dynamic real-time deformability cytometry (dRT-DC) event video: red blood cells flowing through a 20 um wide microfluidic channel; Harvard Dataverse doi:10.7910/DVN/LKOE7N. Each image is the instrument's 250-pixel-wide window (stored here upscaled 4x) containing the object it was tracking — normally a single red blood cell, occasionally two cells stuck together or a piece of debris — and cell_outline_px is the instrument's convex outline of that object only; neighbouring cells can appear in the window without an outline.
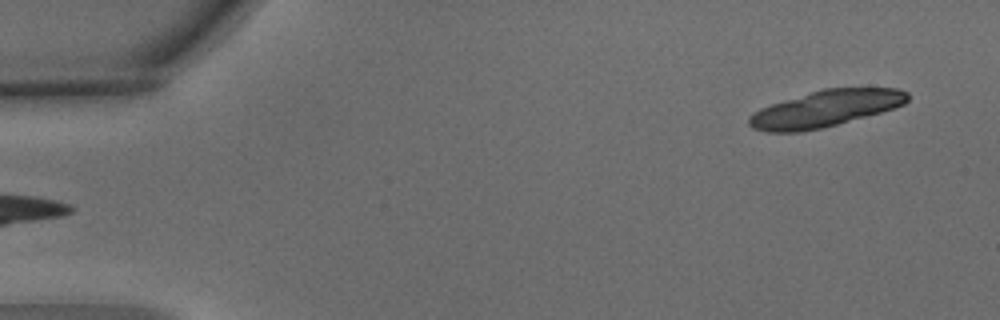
{"species": "common noctule bat (a hibernating species)", "species_latin": "Nyctalus noctula", "temperature_condition": "warm", "stored_images_in_passage": 5, "segment_of_instrument_passage": [2, 2], "camera_frame_rate_fps": 3000, "um_per_image_px": 0.085, "animal": {"sex": "male", "body_mass_g": 15.6}, "frame": {"image": 1, "passage_image": 5, "time_ms": 1.333, "image_size_px": [1000, 320], "cell_outline_px": [[908, 100], [904, 104], [880, 112], [836, 124], [820, 128], [800, 132], [768, 132], [752, 128], [748, 124], [748, 116], [752, 112], [760, 108], [772, 104], [824, 88], [900, 88], [908, 92]], "centroid_in_image_um": [70.13, 9.23], "position_along_channel_um": 14.9, "area_um2": 33.29}}